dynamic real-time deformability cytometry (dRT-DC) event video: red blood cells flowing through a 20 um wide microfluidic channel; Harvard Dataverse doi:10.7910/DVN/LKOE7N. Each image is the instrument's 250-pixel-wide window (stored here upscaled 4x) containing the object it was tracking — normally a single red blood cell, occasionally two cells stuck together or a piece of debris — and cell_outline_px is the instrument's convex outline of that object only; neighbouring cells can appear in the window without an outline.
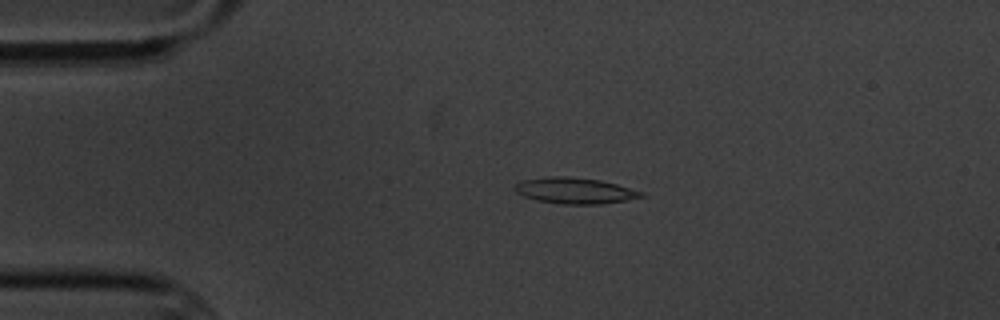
{"species": "common noctule bat (a hibernating species)", "species_latin": "Nyctalus noctula", "temperature_condition": "cold", "stored_images_in_passage": 2, "camera_frame_rate_fps": 3000, "um_per_image_px": 0.085, "animal": {"sex": "male", "body_mass_g": 20.1, "forearm_length_mm": 53.5}, "frame": {"image": 1, "passage_image": 1, "time_ms": 0.0, "image_size_px": [1000, 320], "cell_outline_px": [[648, 196], [628, 200], [600, 204], [560, 204], [536, 200], [524, 196], [516, 192], [516, 184], [524, 180], [548, 176], [568, 176], [600, 180], [616, 184], [644, 192]], "centroid_in_image_um": [48.92, 16.21], "position_along_channel_um": 36.1, "area_um2": 19.19}}